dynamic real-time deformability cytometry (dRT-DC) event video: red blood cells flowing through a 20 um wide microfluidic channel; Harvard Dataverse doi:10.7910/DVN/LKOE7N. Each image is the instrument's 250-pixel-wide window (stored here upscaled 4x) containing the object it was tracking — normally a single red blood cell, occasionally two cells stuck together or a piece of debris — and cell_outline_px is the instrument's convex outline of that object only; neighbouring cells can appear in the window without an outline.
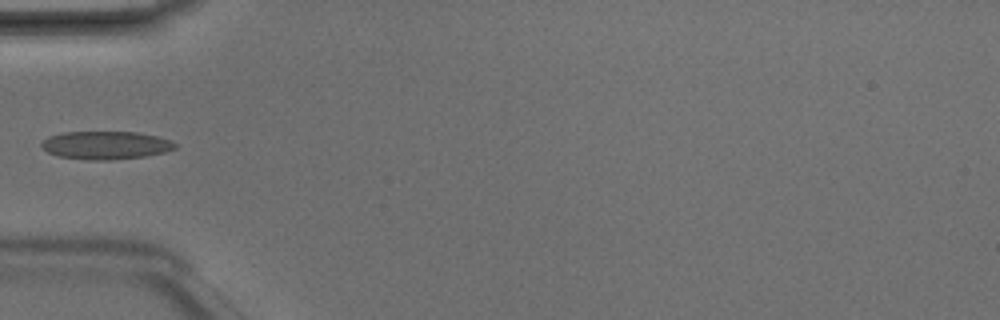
{"species": "Egyptian fruit bat (a non-hibernating species)", "species_latin": "Rousettus aegyptiacus", "temperature_condition": "room temperature", "stored_images_in_passage": 4, "camera_frame_rate_fps": 3000, "um_per_image_px": 0.085, "animal": {"sex": "male"}, "frame": {"image": 1, "passage_image": 4, "time_ms": 1.0, "image_size_px": [1000, 320], "cell_outline_px": [[176, 148], [164, 152], [144, 156], [112, 160], [88, 160], [56, 156], [48, 152], [40, 144], [48, 136], [64, 132], [136, 132], [156, 136], [168, 140], [176, 144]], "centroid_in_image_um": [8.95, 12.35], "position_along_channel_um": 76.0, "area_um2": 21.73}}